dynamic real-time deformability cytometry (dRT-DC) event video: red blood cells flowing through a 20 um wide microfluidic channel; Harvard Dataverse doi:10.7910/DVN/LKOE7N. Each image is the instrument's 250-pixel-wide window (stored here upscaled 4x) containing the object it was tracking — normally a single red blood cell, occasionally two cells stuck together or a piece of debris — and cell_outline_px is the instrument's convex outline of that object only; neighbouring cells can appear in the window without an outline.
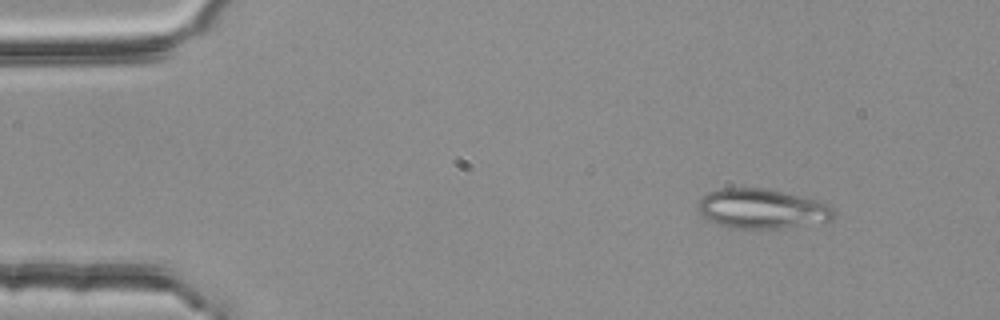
{"species": "common noctule bat (a hibernating species)", "species_latin": "Nyctalus noctula", "temperature_condition": "room temperature", "stored_images_in_passage": 2, "camera_frame_rate_fps": 3000, "um_per_image_px": 0.085, "animal": {"sex": "female", "body_mass_g": 25.1}, "frame": {"image": 1, "passage_image": 1, "time_ms": 0.0, "image_size_px": [1000, 320], "cell_outline_px": [[836, 212], [832, 220], [784, 228], [732, 228], [720, 224], [704, 216], [700, 212], [696, 204], [708, 192], [720, 188], [764, 188], [824, 200], [836, 208]], "centroid_in_image_um": [64.86, 17.72], "position_along_channel_um": 20.1, "area_um2": 31.62}}